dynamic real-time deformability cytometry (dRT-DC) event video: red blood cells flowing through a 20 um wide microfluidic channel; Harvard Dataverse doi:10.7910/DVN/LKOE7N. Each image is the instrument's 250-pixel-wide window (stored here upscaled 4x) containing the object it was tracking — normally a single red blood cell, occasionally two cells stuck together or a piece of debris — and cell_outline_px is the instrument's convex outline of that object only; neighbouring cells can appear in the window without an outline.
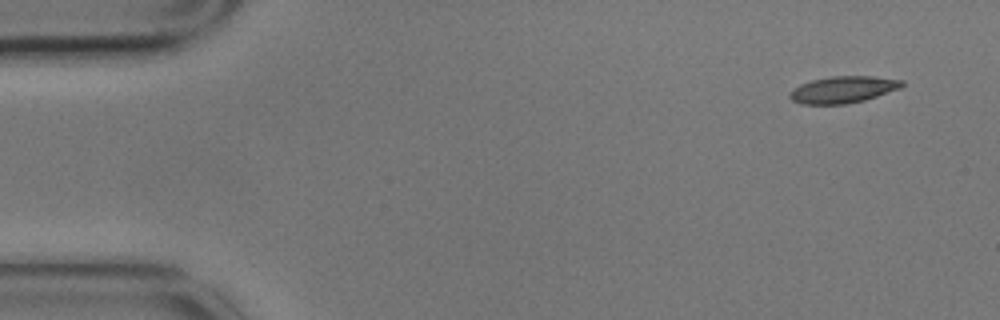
{"species": "common noctule bat (a hibernating species)", "species_latin": "Nyctalus noctula", "temperature_condition": "cold", "stored_images_in_passage": 8, "camera_frame_rate_fps": 3000, "um_per_image_px": 0.085, "animal": {"sex": "male", "body_mass_g": 17.9}, "frame": {"image": 1, "passage_image": 1, "time_ms": 0.0, "image_size_px": [1000, 320], "cell_outline_px": [[904, 84], [900, 88], [864, 100], [844, 104], [800, 104], [792, 100], [788, 96], [788, 92], [800, 84], [812, 80], [832, 76], [876, 76], [904, 80]], "centroid_in_image_um": [71.64, 7.61], "position_along_channel_um": 13.4, "area_um2": 17.51}}
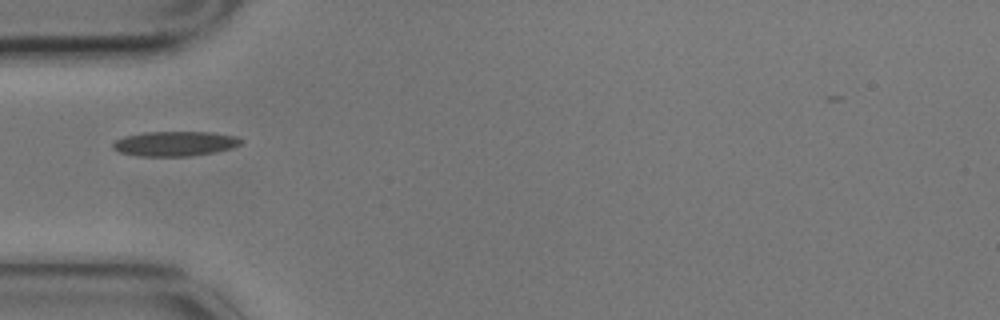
{"frame": {"image": 2, "passage_image": 5, "time_ms": 1.333, "image_size_px": [1000, 320], "cell_outline_px": [[244, 140], [240, 144], [232, 148], [216, 152], [188, 156], [136, 156], [120, 152], [112, 148], [112, 144], [116, 140], [124, 136], [144, 132], [212, 132], [236, 136]], "centroid_in_image_um": [14.87, 12.21], "position_along_channel_um": 70.1, "area_um2": 18.61}}